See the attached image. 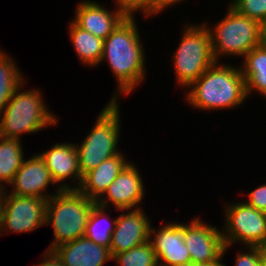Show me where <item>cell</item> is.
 I'll list each match as a JSON object with an SVG mask.
<instances>
[{"label":"cell","instance_id":"cell-1","mask_svg":"<svg viewBox=\"0 0 266 266\" xmlns=\"http://www.w3.org/2000/svg\"><path fill=\"white\" fill-rule=\"evenodd\" d=\"M135 15H128L104 40L100 65L105 62L116 84L109 101H119L121 95L129 96L147 76L146 53Z\"/></svg>","mask_w":266,"mask_h":266},{"label":"cell","instance_id":"cell-2","mask_svg":"<svg viewBox=\"0 0 266 266\" xmlns=\"http://www.w3.org/2000/svg\"><path fill=\"white\" fill-rule=\"evenodd\" d=\"M185 93V101L198 111L240 108L247 101L245 79L240 66L216 62Z\"/></svg>","mask_w":266,"mask_h":266},{"label":"cell","instance_id":"cell-3","mask_svg":"<svg viewBox=\"0 0 266 266\" xmlns=\"http://www.w3.org/2000/svg\"><path fill=\"white\" fill-rule=\"evenodd\" d=\"M26 84L25 81L15 91L0 115L1 137L20 139L23 135L36 134L50 126L52 128L59 122V116L48 108L42 91L38 88L27 90Z\"/></svg>","mask_w":266,"mask_h":266},{"label":"cell","instance_id":"cell-4","mask_svg":"<svg viewBox=\"0 0 266 266\" xmlns=\"http://www.w3.org/2000/svg\"><path fill=\"white\" fill-rule=\"evenodd\" d=\"M95 204L78 189H61L52 195L47 201L45 226L52 227L54 239L46 250L83 237Z\"/></svg>","mask_w":266,"mask_h":266},{"label":"cell","instance_id":"cell-5","mask_svg":"<svg viewBox=\"0 0 266 266\" xmlns=\"http://www.w3.org/2000/svg\"><path fill=\"white\" fill-rule=\"evenodd\" d=\"M106 103L82 142L75 143L82 177L121 151L118 146L122 133L120 132L122 129L120 102L108 101Z\"/></svg>","mask_w":266,"mask_h":266},{"label":"cell","instance_id":"cell-6","mask_svg":"<svg viewBox=\"0 0 266 266\" xmlns=\"http://www.w3.org/2000/svg\"><path fill=\"white\" fill-rule=\"evenodd\" d=\"M180 42L171 52L177 87L187 89L210 66L216 63L211 37L206 24H184Z\"/></svg>","mask_w":266,"mask_h":266},{"label":"cell","instance_id":"cell-7","mask_svg":"<svg viewBox=\"0 0 266 266\" xmlns=\"http://www.w3.org/2000/svg\"><path fill=\"white\" fill-rule=\"evenodd\" d=\"M209 30L213 55L216 62L222 63V57L243 58L253 48L261 44V24L247 16L239 14L230 5L223 19L213 27L206 22ZM212 25V26H211Z\"/></svg>","mask_w":266,"mask_h":266},{"label":"cell","instance_id":"cell-8","mask_svg":"<svg viewBox=\"0 0 266 266\" xmlns=\"http://www.w3.org/2000/svg\"><path fill=\"white\" fill-rule=\"evenodd\" d=\"M223 204L225 205L223 229H221L224 242L223 256L237 243L241 244V247L243 245L266 247V213L253 208L243 199Z\"/></svg>","mask_w":266,"mask_h":266},{"label":"cell","instance_id":"cell-9","mask_svg":"<svg viewBox=\"0 0 266 266\" xmlns=\"http://www.w3.org/2000/svg\"><path fill=\"white\" fill-rule=\"evenodd\" d=\"M47 201L35 196H19L7 192L0 236L27 233L45 226Z\"/></svg>","mask_w":266,"mask_h":266},{"label":"cell","instance_id":"cell-10","mask_svg":"<svg viewBox=\"0 0 266 266\" xmlns=\"http://www.w3.org/2000/svg\"><path fill=\"white\" fill-rule=\"evenodd\" d=\"M137 164L131 160L96 201L99 206L117 210L138 209L145 197V185Z\"/></svg>","mask_w":266,"mask_h":266},{"label":"cell","instance_id":"cell-11","mask_svg":"<svg viewBox=\"0 0 266 266\" xmlns=\"http://www.w3.org/2000/svg\"><path fill=\"white\" fill-rule=\"evenodd\" d=\"M52 184L53 191H49ZM9 194L19 196H35L40 199L48 200L52 195L56 194L61 188L53 180L45 160L37 154H32L29 159L24 160L20 169L16 172L15 177L10 184ZM57 187V188H56ZM49 191V192H48Z\"/></svg>","mask_w":266,"mask_h":266},{"label":"cell","instance_id":"cell-12","mask_svg":"<svg viewBox=\"0 0 266 266\" xmlns=\"http://www.w3.org/2000/svg\"><path fill=\"white\" fill-rule=\"evenodd\" d=\"M191 220V221H190ZM184 222V243L194 263L217 261L223 255L221 229L195 217Z\"/></svg>","mask_w":266,"mask_h":266},{"label":"cell","instance_id":"cell-13","mask_svg":"<svg viewBox=\"0 0 266 266\" xmlns=\"http://www.w3.org/2000/svg\"><path fill=\"white\" fill-rule=\"evenodd\" d=\"M143 209H115L120 214L111 236L109 250L112 258L149 241L152 222Z\"/></svg>","mask_w":266,"mask_h":266},{"label":"cell","instance_id":"cell-14","mask_svg":"<svg viewBox=\"0 0 266 266\" xmlns=\"http://www.w3.org/2000/svg\"><path fill=\"white\" fill-rule=\"evenodd\" d=\"M115 8L92 0H82L74 9L72 21L80 28L105 40L129 14L115 1Z\"/></svg>","mask_w":266,"mask_h":266},{"label":"cell","instance_id":"cell-15","mask_svg":"<svg viewBox=\"0 0 266 266\" xmlns=\"http://www.w3.org/2000/svg\"><path fill=\"white\" fill-rule=\"evenodd\" d=\"M159 227L150 228L149 241L158 258L159 266H175L191 261L184 243V222L163 220ZM159 228V229H158Z\"/></svg>","mask_w":266,"mask_h":266},{"label":"cell","instance_id":"cell-16","mask_svg":"<svg viewBox=\"0 0 266 266\" xmlns=\"http://www.w3.org/2000/svg\"><path fill=\"white\" fill-rule=\"evenodd\" d=\"M39 154L45 160L53 180L61 189L80 187L82 176L75 142H58ZM68 180L69 184L66 182Z\"/></svg>","mask_w":266,"mask_h":266},{"label":"cell","instance_id":"cell-17","mask_svg":"<svg viewBox=\"0 0 266 266\" xmlns=\"http://www.w3.org/2000/svg\"><path fill=\"white\" fill-rule=\"evenodd\" d=\"M65 266H104L112 260L109 247H104L85 236L60 244L52 249Z\"/></svg>","mask_w":266,"mask_h":266},{"label":"cell","instance_id":"cell-18","mask_svg":"<svg viewBox=\"0 0 266 266\" xmlns=\"http://www.w3.org/2000/svg\"><path fill=\"white\" fill-rule=\"evenodd\" d=\"M122 150L105 161L95 169L87 172L83 177L78 190L89 199L97 201L130 162Z\"/></svg>","mask_w":266,"mask_h":266},{"label":"cell","instance_id":"cell-19","mask_svg":"<svg viewBox=\"0 0 266 266\" xmlns=\"http://www.w3.org/2000/svg\"><path fill=\"white\" fill-rule=\"evenodd\" d=\"M241 60L240 69L245 79L247 98L254 93L266 99V48L260 44Z\"/></svg>","mask_w":266,"mask_h":266},{"label":"cell","instance_id":"cell-20","mask_svg":"<svg viewBox=\"0 0 266 266\" xmlns=\"http://www.w3.org/2000/svg\"><path fill=\"white\" fill-rule=\"evenodd\" d=\"M67 28L69 40L77 54L78 62H81L83 66H90V68L99 67L104 40L78 27L72 20L68 22Z\"/></svg>","mask_w":266,"mask_h":266},{"label":"cell","instance_id":"cell-21","mask_svg":"<svg viewBox=\"0 0 266 266\" xmlns=\"http://www.w3.org/2000/svg\"><path fill=\"white\" fill-rule=\"evenodd\" d=\"M22 139L0 136V185L4 188L12 183L16 172L25 160Z\"/></svg>","mask_w":266,"mask_h":266},{"label":"cell","instance_id":"cell-22","mask_svg":"<svg viewBox=\"0 0 266 266\" xmlns=\"http://www.w3.org/2000/svg\"><path fill=\"white\" fill-rule=\"evenodd\" d=\"M27 81L13 56L6 51L0 52V115L15 91Z\"/></svg>","mask_w":266,"mask_h":266},{"label":"cell","instance_id":"cell-23","mask_svg":"<svg viewBox=\"0 0 266 266\" xmlns=\"http://www.w3.org/2000/svg\"><path fill=\"white\" fill-rule=\"evenodd\" d=\"M106 211L110 210L98 204L92 207L84 236L98 245L110 247L117 217L115 216L114 219H111L110 212L106 213Z\"/></svg>","mask_w":266,"mask_h":266},{"label":"cell","instance_id":"cell-24","mask_svg":"<svg viewBox=\"0 0 266 266\" xmlns=\"http://www.w3.org/2000/svg\"><path fill=\"white\" fill-rule=\"evenodd\" d=\"M112 261H116L117 266H159L158 258L150 241L116 254Z\"/></svg>","mask_w":266,"mask_h":266},{"label":"cell","instance_id":"cell-25","mask_svg":"<svg viewBox=\"0 0 266 266\" xmlns=\"http://www.w3.org/2000/svg\"><path fill=\"white\" fill-rule=\"evenodd\" d=\"M239 14L258 21H266V0H231L230 4Z\"/></svg>","mask_w":266,"mask_h":266},{"label":"cell","instance_id":"cell-26","mask_svg":"<svg viewBox=\"0 0 266 266\" xmlns=\"http://www.w3.org/2000/svg\"><path fill=\"white\" fill-rule=\"evenodd\" d=\"M243 250L235 254L233 266H259L260 265V246H242ZM243 251V252H242ZM227 266V264H226Z\"/></svg>","mask_w":266,"mask_h":266},{"label":"cell","instance_id":"cell-27","mask_svg":"<svg viewBox=\"0 0 266 266\" xmlns=\"http://www.w3.org/2000/svg\"><path fill=\"white\" fill-rule=\"evenodd\" d=\"M186 2V0H152V2L141 12L143 14V18H154L155 16L161 15L165 11V9H169V7H174L176 4H182Z\"/></svg>","mask_w":266,"mask_h":266},{"label":"cell","instance_id":"cell-28","mask_svg":"<svg viewBox=\"0 0 266 266\" xmlns=\"http://www.w3.org/2000/svg\"><path fill=\"white\" fill-rule=\"evenodd\" d=\"M245 202L253 208L266 213V183L257 186L255 189L248 192Z\"/></svg>","mask_w":266,"mask_h":266},{"label":"cell","instance_id":"cell-29","mask_svg":"<svg viewBox=\"0 0 266 266\" xmlns=\"http://www.w3.org/2000/svg\"><path fill=\"white\" fill-rule=\"evenodd\" d=\"M129 15L142 12L152 0H115Z\"/></svg>","mask_w":266,"mask_h":266},{"label":"cell","instance_id":"cell-30","mask_svg":"<svg viewBox=\"0 0 266 266\" xmlns=\"http://www.w3.org/2000/svg\"><path fill=\"white\" fill-rule=\"evenodd\" d=\"M38 264L34 266H65L52 250H46L40 257Z\"/></svg>","mask_w":266,"mask_h":266},{"label":"cell","instance_id":"cell-31","mask_svg":"<svg viewBox=\"0 0 266 266\" xmlns=\"http://www.w3.org/2000/svg\"><path fill=\"white\" fill-rule=\"evenodd\" d=\"M6 198H7V188L0 189V228L3 223L5 206H6Z\"/></svg>","mask_w":266,"mask_h":266},{"label":"cell","instance_id":"cell-32","mask_svg":"<svg viewBox=\"0 0 266 266\" xmlns=\"http://www.w3.org/2000/svg\"><path fill=\"white\" fill-rule=\"evenodd\" d=\"M224 256L222 255L217 261L198 263V266H226L225 261L223 262Z\"/></svg>","mask_w":266,"mask_h":266},{"label":"cell","instance_id":"cell-33","mask_svg":"<svg viewBox=\"0 0 266 266\" xmlns=\"http://www.w3.org/2000/svg\"><path fill=\"white\" fill-rule=\"evenodd\" d=\"M261 44L266 48V21L261 24Z\"/></svg>","mask_w":266,"mask_h":266},{"label":"cell","instance_id":"cell-34","mask_svg":"<svg viewBox=\"0 0 266 266\" xmlns=\"http://www.w3.org/2000/svg\"><path fill=\"white\" fill-rule=\"evenodd\" d=\"M266 266V247H260V265Z\"/></svg>","mask_w":266,"mask_h":266},{"label":"cell","instance_id":"cell-35","mask_svg":"<svg viewBox=\"0 0 266 266\" xmlns=\"http://www.w3.org/2000/svg\"><path fill=\"white\" fill-rule=\"evenodd\" d=\"M175 266H198V263H194V262L190 261V262L183 263L180 265H175Z\"/></svg>","mask_w":266,"mask_h":266}]
</instances>
